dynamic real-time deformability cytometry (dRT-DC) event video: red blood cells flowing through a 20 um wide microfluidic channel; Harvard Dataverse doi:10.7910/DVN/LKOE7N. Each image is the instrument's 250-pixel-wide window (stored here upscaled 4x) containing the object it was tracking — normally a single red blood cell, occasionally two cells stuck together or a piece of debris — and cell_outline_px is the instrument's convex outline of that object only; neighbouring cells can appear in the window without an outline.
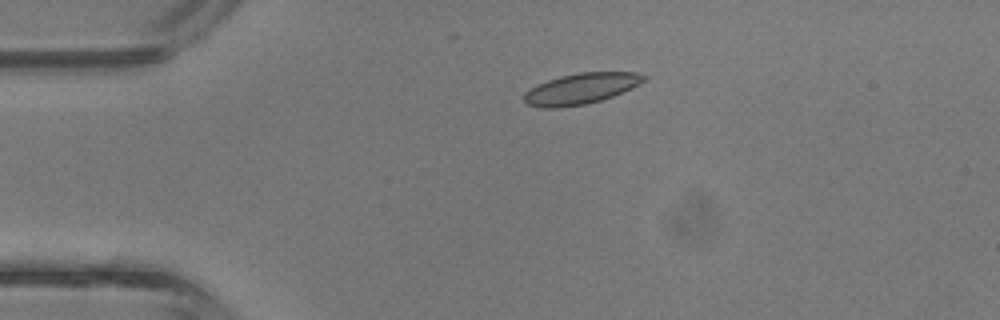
{"species": "common noctule bat (a hibernating species)", "species_latin": "Nyctalus noctula", "temperature_condition": "room temperature", "stored_images_in_passage": 3, "camera_frame_rate_fps": 3000, "um_per_image_px": 0.085, "animal": {"sex": "male", "body_mass_g": 13.3}, "frame": {"image": 1, "passage_image": 2, "time_ms": 0.333, "image_size_px": [1000, 320], "cell_outline_px": [[648, 76], [644, 80], [632, 88], [612, 96], [600, 100], [584, 104], [560, 108], [544, 108], [528, 104], [524, 100], [524, 92], [548, 80], [560, 76], [580, 72], [636, 72]], "centroid_in_image_um": [49.39, 7.53], "position_along_channel_um": 35.6, "area_um2": 21.27}}